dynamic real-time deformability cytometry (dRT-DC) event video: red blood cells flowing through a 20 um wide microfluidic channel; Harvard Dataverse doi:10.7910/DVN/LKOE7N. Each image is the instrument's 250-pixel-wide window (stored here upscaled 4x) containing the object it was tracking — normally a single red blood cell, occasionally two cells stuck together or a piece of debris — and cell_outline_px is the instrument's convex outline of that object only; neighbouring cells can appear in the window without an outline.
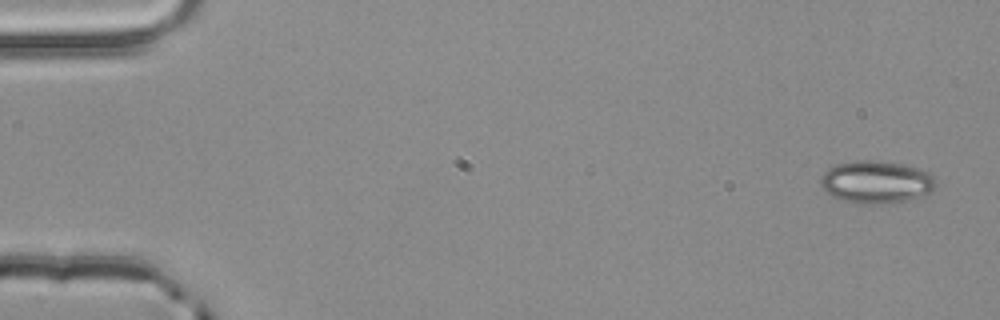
{"species": "common noctule bat (a hibernating species)", "species_latin": "Nyctalus noctula", "temperature_condition": "room temperature", "stored_images_in_passage": 4, "camera_frame_rate_fps": 3000, "um_per_image_px": 0.085, "animal": {"sex": "male", "body_mass_g": 20.4}, "frame": {"image": 1, "passage_image": 1, "time_ms": 0.0, "image_size_px": [1000, 320], "cell_outline_px": [[936, 188], [924, 196], [908, 200], [880, 204], [856, 204], [832, 196], [824, 192], [820, 184], [820, 176], [828, 168], [836, 164], [856, 160], [876, 160], [904, 164], [928, 172], [936, 180]], "centroid_in_image_um": [74.46, 15.47], "position_along_channel_um": 10.5, "area_um2": 28.96}}